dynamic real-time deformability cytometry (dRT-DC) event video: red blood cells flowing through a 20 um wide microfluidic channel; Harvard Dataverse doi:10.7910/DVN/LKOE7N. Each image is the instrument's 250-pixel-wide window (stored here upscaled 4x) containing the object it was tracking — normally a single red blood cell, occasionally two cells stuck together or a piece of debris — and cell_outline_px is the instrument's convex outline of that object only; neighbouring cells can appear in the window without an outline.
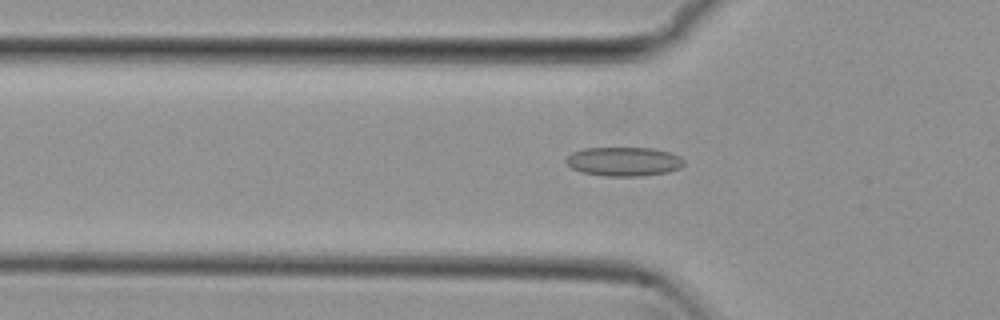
{"species": "common noctule bat (a hibernating species)", "species_latin": "Nyctalus noctula", "temperature_condition": "cold", "stored_images_in_passage": 54, "camera_frame_rate_fps": 3000, "um_per_image_px": 0.085, "animal": {"sex": "female", "body_mass_g": 29.2, "forearm_length_mm": 56.3}, "frame": {"image": 1, "passage_image": 18, "time_ms": 5.667, "image_size_px": [1000, 320], "cell_outline_px": [[684, 164], [680, 168], [668, 172], [640, 176], [604, 176], [580, 172], [572, 168], [564, 160], [572, 152], [584, 148], [652, 148], [668, 152], [680, 156], [684, 160]], "centroid_in_image_um": [53.01, 13.73], "position_along_channel_um": 72.8, "area_um2": 20.0}}
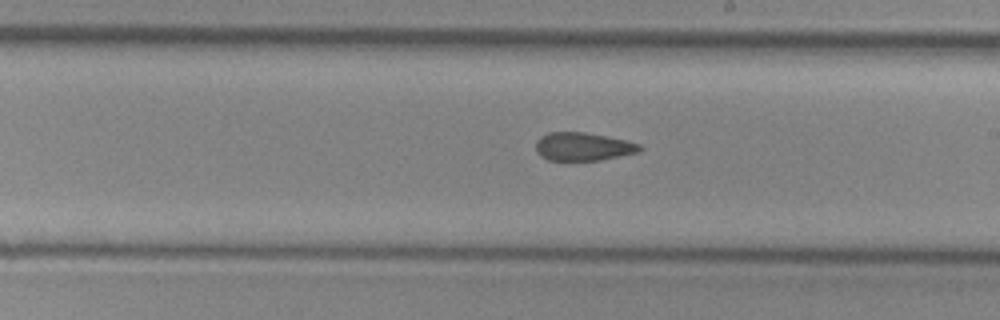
{"frame": {"image": 2, "passage_image": 31, "time_ms": 10.0, "image_size_px": [1000, 320], "cell_outline_px": [[644, 148], [640, 152], [600, 160], [548, 160], [540, 156], [536, 152], [536, 140], [540, 136], [548, 132], [584, 132], [624, 140], [640, 144]], "centroid_in_image_um": [49.54, 12.46], "position_along_channel_um": 239.5, "area_um2": 17.11}}
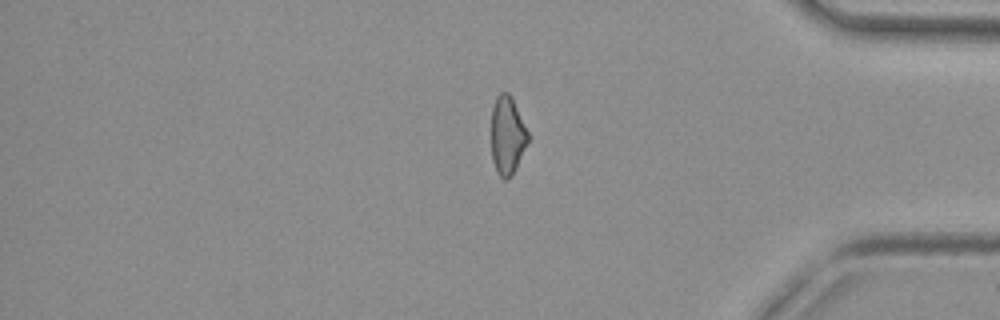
{"frame": {"image": 3, "passage_image": 45, "time_ms": 14.667, "image_size_px": [1000, 320], "cell_outline_px": [[528, 140], [516, 168], [512, 176], [508, 180], [504, 180], [496, 172], [492, 160], [492, 104], [496, 96], [500, 92], [508, 92], [512, 96], [528, 132]], "centroid_in_image_um": [43.11, 11.5], "position_along_channel_um": 392.1, "area_um2": 16.82}, "authors_computed_cell_mechanics": {"area_um2": 18.4093, "velocity_mm_per_s": 3.8329, "shape_relaxation_time_tau1_ms": null, "shape_relaxation_time_tau2_ms": 3.8259, "deformation_change_tau1": null, "deformation_change_tau2": 0.1169}}